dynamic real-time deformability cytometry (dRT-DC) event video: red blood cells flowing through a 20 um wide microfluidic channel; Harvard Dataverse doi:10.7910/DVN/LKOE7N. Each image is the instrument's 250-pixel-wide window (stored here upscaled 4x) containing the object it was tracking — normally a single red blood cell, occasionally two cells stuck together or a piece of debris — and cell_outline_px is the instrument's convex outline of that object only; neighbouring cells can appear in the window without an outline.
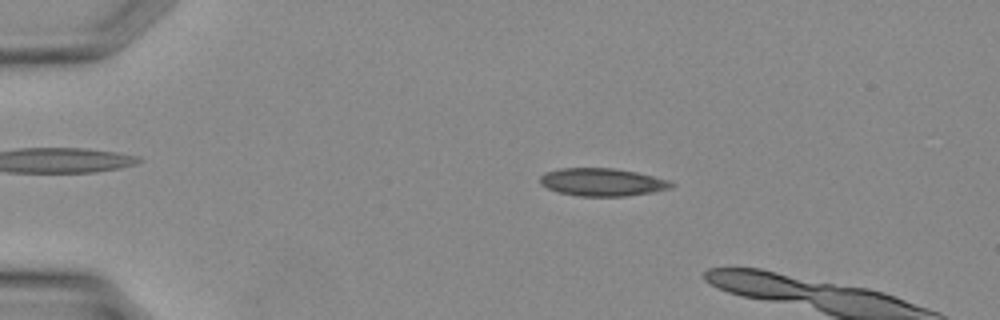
{"species": "Egyptian fruit bat (a non-hibernating species)", "species_latin": "Rousettus aegyptiacus", "temperature_condition": "warm", "stored_images_in_passage": 5, "camera_frame_rate_fps": 3000, "um_per_image_px": 0.085, "animal": {"sex": "female"}, "frame": {"image": 1, "passage_image": 2, "time_ms": 0.333, "image_size_px": [1000, 320], "cell_outline_px": [[676, 184], [672, 188], [652, 192], [624, 196], [580, 196], [556, 192], [540, 184], [540, 176], [544, 172], [560, 168], [612, 168], [636, 172], [668, 180]], "centroid_in_image_um": [51.16, 15.48], "position_along_channel_um": 33.8, "area_um2": 21.27}}